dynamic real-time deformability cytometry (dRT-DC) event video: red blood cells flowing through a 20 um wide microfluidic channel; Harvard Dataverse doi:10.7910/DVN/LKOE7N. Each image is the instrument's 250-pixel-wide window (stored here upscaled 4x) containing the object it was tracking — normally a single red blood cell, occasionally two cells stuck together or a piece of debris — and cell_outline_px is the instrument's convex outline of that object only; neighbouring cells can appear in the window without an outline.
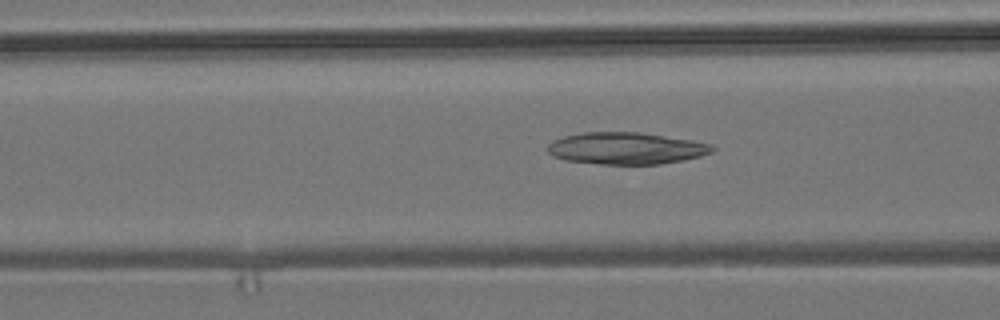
{"species": "common noctule bat (a hibernating species)", "species_latin": "Nyctalus noctula", "temperature_condition": "room temperature", "stored_images_in_passage": 41, "camera_frame_rate_fps": 3000, "um_per_image_px": 0.085, "animal": {"sex": "male", "body_mass_g": 19.2, "forearm_length_mm": 51.8}, "frame": {"image": 1, "passage_image": 7, "time_ms": 2.0, "image_size_px": [1000, 320], "cell_outline_px": [[716, 148], [712, 152], [700, 156], [684, 160], [660, 164], [600, 164], [564, 160], [552, 156], [548, 152], [548, 144], [552, 140], [564, 136], [584, 132], [640, 132], [692, 140], [712, 144]], "centroid_in_image_um": [53.22, 12.6], "position_along_channel_um": 113.4, "area_um2": 30.75}}
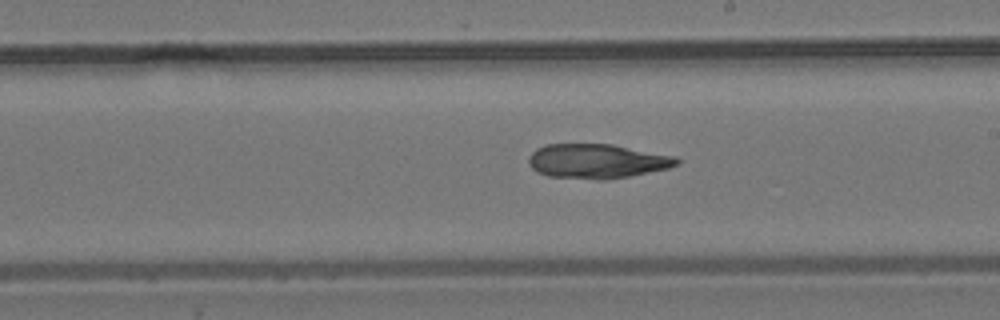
{"frame": {"image": 2, "passage_image": 17, "time_ms": 5.333, "image_size_px": [1000, 320], "cell_outline_px": [[680, 164], [668, 168], [628, 176], [604, 180], [596, 180], [548, 176], [536, 172], [528, 164], [528, 156], [536, 148], [544, 144], [612, 144], [676, 156], [680, 160]], "centroid_in_image_um": [50.72, 13.69], "position_along_channel_um": 238.3, "area_um2": 30.0}}
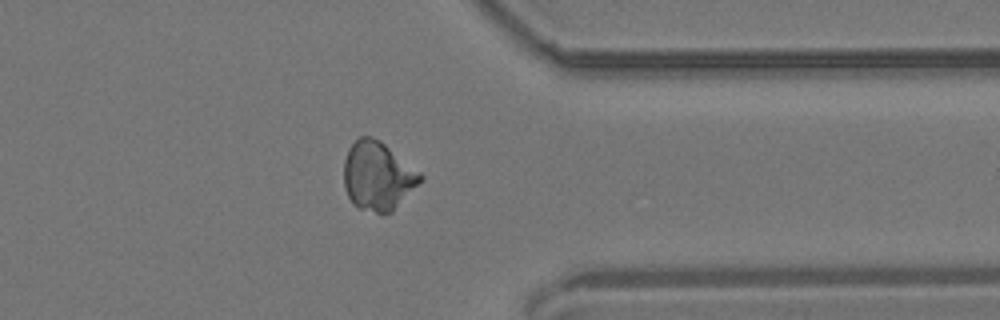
{"frame": {"image": 3, "passage_image": 29, "time_ms": 9.333, "image_size_px": [1000, 320], "cell_outline_px": [[424, 176], [392, 212], [376, 212], [360, 208], [348, 196], [344, 188], [344, 160], [348, 148], [360, 136], [372, 136], [380, 140], [420, 172]], "centroid_in_image_um": [32.08, 14.92], "position_along_channel_um": 379.3, "area_um2": 30.06}, "authors_computed_cell_mechanics": {"area_um2": 29.8248, "velocity_mm_per_s": 3.7388, "shape_relaxation_time_tau1_ms": null, "shape_relaxation_time_tau2_ms": 7.2422, "deformation_change_tau1": null, "deformation_change_tau2": 0.14}}